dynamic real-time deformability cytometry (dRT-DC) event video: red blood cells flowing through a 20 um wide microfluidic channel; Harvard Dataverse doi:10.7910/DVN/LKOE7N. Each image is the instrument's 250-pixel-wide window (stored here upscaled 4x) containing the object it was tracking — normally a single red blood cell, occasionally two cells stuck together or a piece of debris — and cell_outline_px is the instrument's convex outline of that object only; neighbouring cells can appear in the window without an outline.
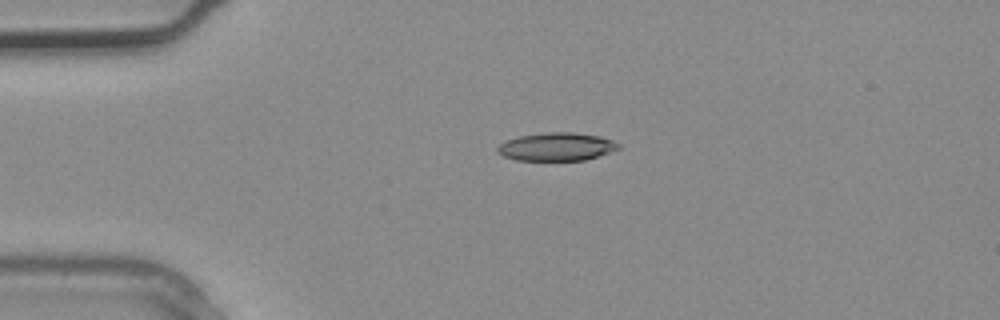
{"species": "common noctule bat (a hibernating species)", "species_latin": "Nyctalus noctula", "temperature_condition": "warm", "stored_images_in_passage": 2, "camera_frame_rate_fps": 3000, "um_per_image_px": 0.085, "animal": {"sex": "male", "body_mass_g": 20.4}, "frame": {"image": 1, "passage_image": 2, "time_ms": 0.333, "image_size_px": [1000, 320], "cell_outline_px": [[620, 148], [584, 160], [516, 160], [504, 156], [496, 152], [496, 148], [504, 140], [520, 136], [544, 132], [576, 132], [600, 136], [612, 140], [620, 144]], "centroid_in_image_um": [47.27, 12.46], "position_along_channel_um": 37.7, "area_um2": 19.83}}